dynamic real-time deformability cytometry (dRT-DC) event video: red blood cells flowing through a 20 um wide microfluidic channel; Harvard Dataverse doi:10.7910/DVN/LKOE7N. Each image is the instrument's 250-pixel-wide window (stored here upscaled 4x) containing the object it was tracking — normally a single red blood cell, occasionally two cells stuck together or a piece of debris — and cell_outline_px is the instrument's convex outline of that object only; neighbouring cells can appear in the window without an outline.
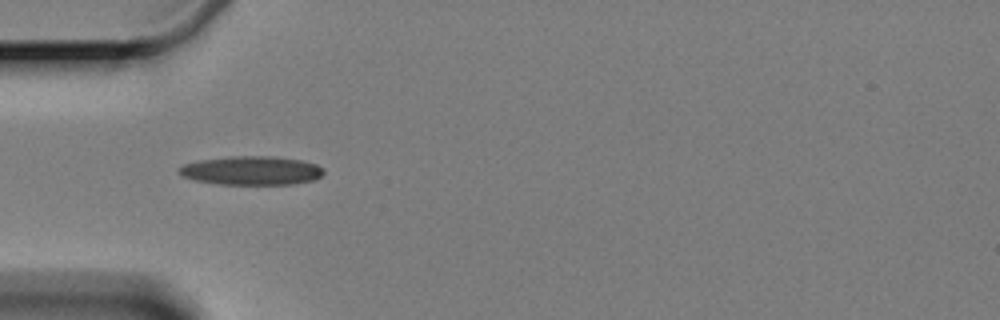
{"species": "Egyptian fruit bat (a non-hibernating species)", "species_latin": "Rousettus aegyptiacus", "temperature_condition": "cold", "stored_images_in_passage": 4, "camera_frame_rate_fps": 3000, "um_per_image_px": 0.085, "animal": {"sex": "female"}, "frame": {"image": 1, "passage_image": 3, "time_ms": 3.333, "image_size_px": [1000, 320], "cell_outline_px": [[324, 172], [320, 176], [312, 180], [292, 184], [220, 184], [196, 180], [184, 176], [180, 172], [180, 168], [184, 164], [204, 160], [232, 156], [268, 156], [300, 160], [316, 164], [324, 168]], "centroid_in_image_um": [21.43, 14.5], "position_along_channel_um": 63.6, "area_um2": 23.76}}
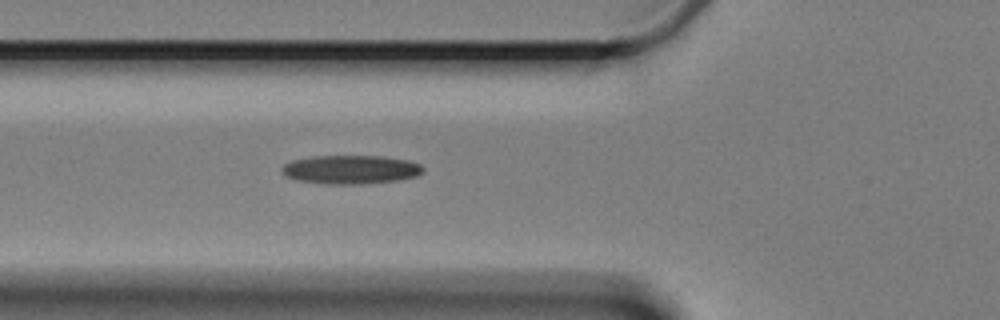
{"frame": {"image": 2, "passage_image": 4, "time_ms": 4.333, "image_size_px": [1000, 320], "cell_outline_px": [[424, 172], [416, 176], [396, 180], [364, 184], [328, 184], [296, 180], [284, 176], [280, 168], [284, 164], [292, 160], [312, 156], [384, 156], [408, 160], [420, 164], [424, 168]], "centroid_in_image_um": [29.79, 14.41], "position_along_channel_um": 96.0, "area_um2": 23.81}}